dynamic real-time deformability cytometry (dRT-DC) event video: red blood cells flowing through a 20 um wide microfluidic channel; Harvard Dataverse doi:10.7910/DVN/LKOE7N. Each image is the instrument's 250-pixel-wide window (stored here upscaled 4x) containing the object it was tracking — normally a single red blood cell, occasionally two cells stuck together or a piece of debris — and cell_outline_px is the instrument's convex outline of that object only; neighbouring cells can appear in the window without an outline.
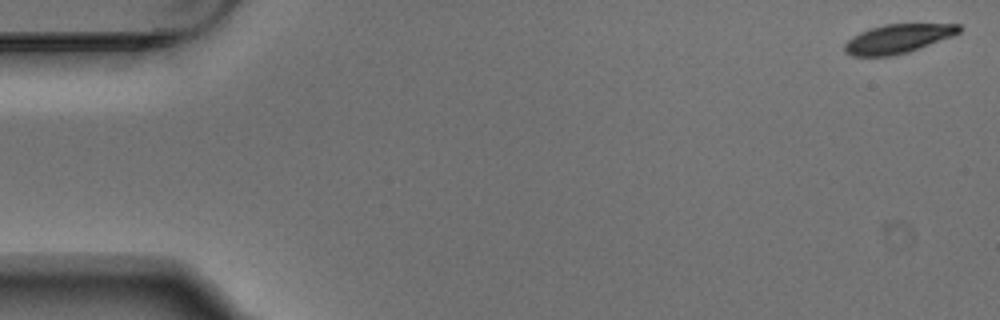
{"species": "Egyptian fruit bat (a non-hibernating species)", "species_latin": "Rousettus aegyptiacus", "temperature_condition": "warm", "stored_images_in_passage": 6, "segment_of_instrument_passage": [1, 2], "camera_frame_rate_fps": 3000, "um_per_image_px": 0.085, "animal": {"sex": "male"}, "frame": {"image": 1, "passage_image": 1, "time_ms": 0.0, "image_size_px": [1000, 320], "cell_outline_px": [[964, 28], [960, 32], [952, 36], [908, 52], [892, 56], [852, 56], [844, 52], [844, 44], [852, 36], [860, 32], [884, 24], [960, 24]], "centroid_in_image_um": [76.32, 3.29], "position_along_channel_um": 8.7, "area_um2": 19.31}}
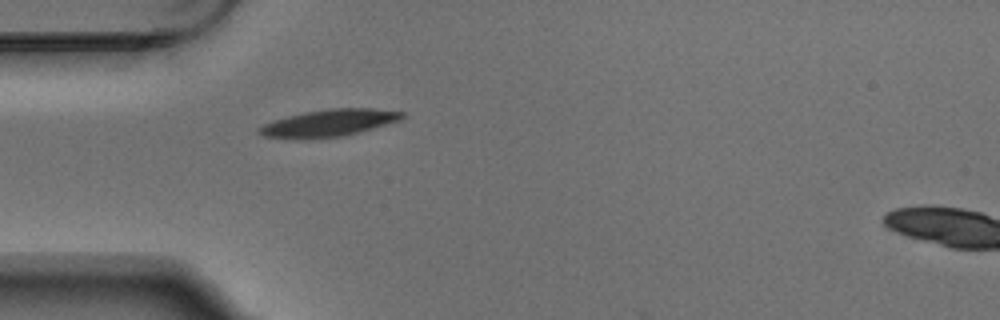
{"frame": {"image": 2, "passage_image": 5, "time_ms": 1.333, "image_size_px": [1000, 320], "cell_outline_px": [[404, 116], [400, 120], [344, 136], [264, 136], [256, 132], [256, 128], [264, 124], [288, 116], [304, 112], [328, 108], [372, 108], [404, 112]], "centroid_in_image_um": [28.03, 10.4], "position_along_channel_um": 57.0, "area_um2": 21.44}}